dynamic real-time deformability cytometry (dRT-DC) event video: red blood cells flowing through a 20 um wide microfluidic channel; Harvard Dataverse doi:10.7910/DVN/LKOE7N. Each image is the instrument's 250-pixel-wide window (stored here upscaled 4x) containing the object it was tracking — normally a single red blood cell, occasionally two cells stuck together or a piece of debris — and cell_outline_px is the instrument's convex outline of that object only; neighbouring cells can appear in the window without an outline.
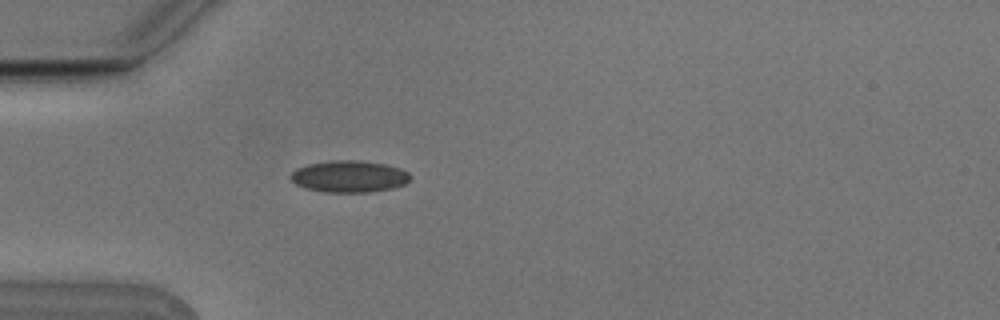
{"species": "Egyptian fruit bat (a non-hibernating species)", "species_latin": "Rousettus aegyptiacus", "temperature_condition": "cold", "stored_images_in_passage": 1, "camera_frame_rate_fps": 3000, "um_per_image_px": 0.085, "animal": {"sex": "male"}, "frame": {"image": 1, "passage_image": 1, "time_ms": 0.0, "image_size_px": [1000, 320], "cell_outline_px": [[412, 180], [404, 184], [392, 188], [368, 192], [324, 192], [304, 188], [296, 184], [288, 176], [296, 168], [308, 164], [332, 160], [360, 160], [384, 164], [400, 168], [408, 172], [412, 176]], "centroid_in_image_um": [29.68, 14.99], "position_along_channel_um": 55.3, "area_um2": 22.31}}